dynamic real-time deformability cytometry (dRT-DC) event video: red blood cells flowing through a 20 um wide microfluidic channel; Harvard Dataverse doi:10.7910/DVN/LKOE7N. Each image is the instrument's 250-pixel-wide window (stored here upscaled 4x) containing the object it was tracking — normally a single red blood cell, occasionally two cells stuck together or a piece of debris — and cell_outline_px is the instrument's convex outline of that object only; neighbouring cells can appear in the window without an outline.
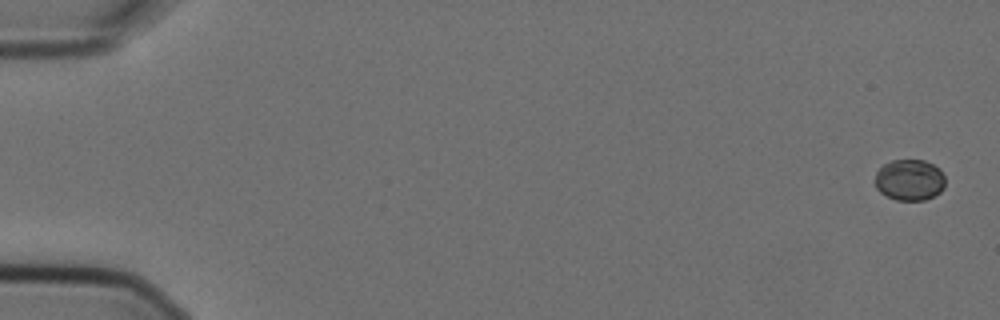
{"species": "Egyptian fruit bat (a non-hibernating species)", "species_latin": "Rousettus aegyptiacus", "temperature_condition": "cold", "stored_images_in_passage": 6, "camera_frame_rate_fps": 3000, "um_per_image_px": 0.085, "animal": {"sex": "female"}, "frame": {"image": 1, "passage_image": 1, "time_ms": 0.0, "image_size_px": [1000, 320], "cell_outline_px": [[944, 188], [940, 192], [924, 200], [896, 200], [880, 192], [876, 188], [876, 172], [884, 164], [892, 160], [924, 160], [940, 168], [944, 176]], "centroid_in_image_um": [77.32, 15.29], "position_along_channel_um": 7.7, "area_um2": 16.76}}
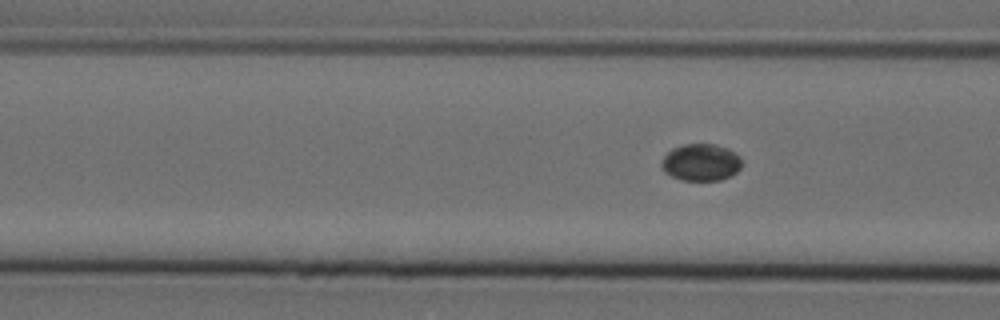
{"frame": {"image": 2, "passage_image": 6, "time_ms": 1.667, "image_size_px": [1000, 320], "cell_outline_px": [[740, 168], [736, 172], [720, 180], [680, 180], [664, 172], [660, 164], [664, 156], [672, 148], [680, 144], [716, 144], [728, 148], [740, 156]], "centroid_in_image_um": [59.55, 13.79], "position_along_channel_um": 107.1, "area_um2": 17.34}}